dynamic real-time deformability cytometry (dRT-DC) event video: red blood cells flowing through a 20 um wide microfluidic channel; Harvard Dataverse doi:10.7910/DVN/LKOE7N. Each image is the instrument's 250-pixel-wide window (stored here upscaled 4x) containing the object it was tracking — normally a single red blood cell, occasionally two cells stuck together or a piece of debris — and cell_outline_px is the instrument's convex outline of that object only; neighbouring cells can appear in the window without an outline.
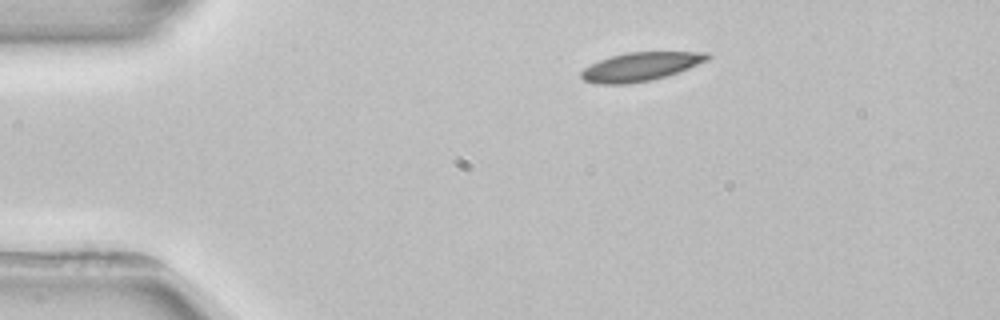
{"species": "common noctule bat (a hibernating species)", "species_latin": "Nyctalus noctula", "temperature_condition": "room temperature", "stored_images_in_passage": 3, "camera_frame_rate_fps": 3000, "um_per_image_px": 0.085, "animal": {"sex": "female", "body_mass_g": 22.7, "forearm_length_mm": 54.2}, "frame": {"image": 1, "passage_image": 1, "time_ms": 0.0, "image_size_px": [1000, 320], "cell_outline_px": [[712, 56], [708, 60], [668, 76], [652, 80], [628, 84], [596, 84], [584, 80], [580, 76], [580, 72], [584, 68], [600, 60], [612, 56], [628, 52], [708, 52]], "centroid_in_image_um": [54.45, 5.67], "position_along_channel_um": 30.5, "area_um2": 21.04}}
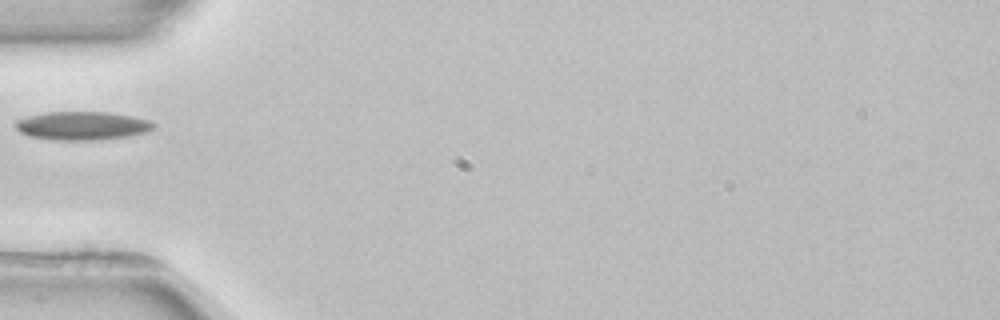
{"frame": {"image": 2, "passage_image": 3, "time_ms": 2.667, "image_size_px": [1000, 320], "cell_outline_px": [[156, 128], [148, 132], [128, 136], [96, 140], [56, 140], [28, 136], [20, 132], [16, 128], [16, 120], [28, 116], [44, 112], [108, 112], [132, 116], [148, 120], [156, 124]], "centroid_in_image_um": [7.01, 10.69], "position_along_channel_um": 78.0, "area_um2": 23.0}}